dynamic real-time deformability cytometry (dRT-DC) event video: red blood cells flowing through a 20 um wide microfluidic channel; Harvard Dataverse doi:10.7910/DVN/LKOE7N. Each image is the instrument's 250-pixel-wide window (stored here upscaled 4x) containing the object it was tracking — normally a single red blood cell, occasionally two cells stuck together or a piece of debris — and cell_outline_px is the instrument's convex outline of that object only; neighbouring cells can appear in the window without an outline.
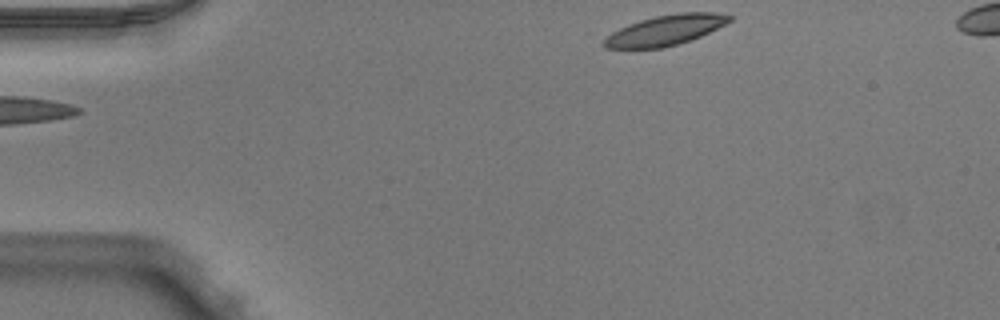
{"species": "Egyptian fruit bat (a non-hibernating species)", "species_latin": "Rousettus aegyptiacus", "temperature_condition": "warm", "stored_images_in_passage": 44, "camera_frame_rate_fps": 3000, "um_per_image_px": 0.085, "animal": {"sex": "male"}, "frame": {"image": 1, "passage_image": 1, "time_ms": 0.0, "image_size_px": [1000, 320], "cell_outline_px": [[732, 20], [700, 36], [664, 48], [604, 48], [604, 40], [612, 32], [628, 24], [640, 20], [656, 16], [680, 12], [712, 12], [732, 16]], "centroid_in_image_um": [56.54, 2.56], "position_along_channel_um": 28.5, "area_um2": 21.68}}
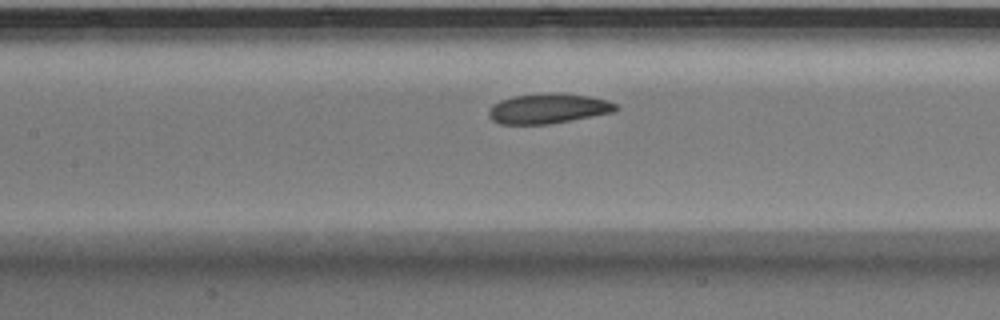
{"frame": {"image": 2, "passage_image": 16, "time_ms": 5.0, "image_size_px": [1000, 320], "cell_outline_px": [[620, 108], [616, 112], [548, 124], [500, 124], [492, 120], [488, 116], [488, 108], [492, 104], [500, 100], [512, 96], [588, 96], [608, 100], [616, 104]], "centroid_in_image_um": [46.58, 9.28], "position_along_channel_um": 160.8, "area_um2": 21.33}}
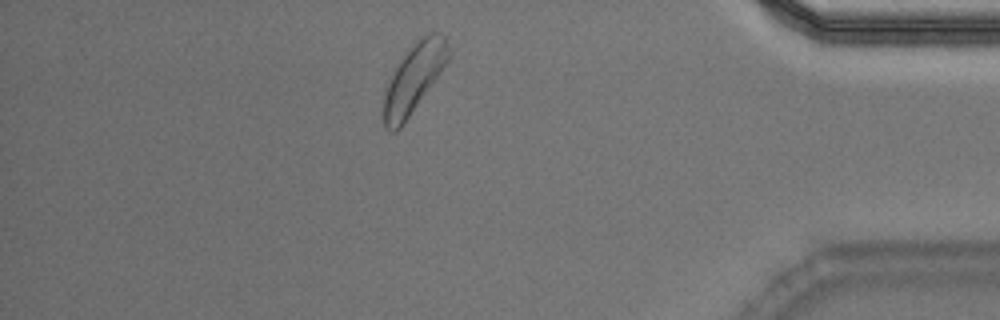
{"frame": {"image": 3, "passage_image": 37, "time_ms": 12.0, "image_size_px": [1000, 320], "cell_outline_px": [[448, 60], [440, 72], [400, 128], [396, 132], [388, 132], [384, 128], [384, 92], [388, 80], [396, 64], [416, 36], [428, 32], [436, 32], [444, 36], [448, 48]], "centroid_in_image_um": [35.12, 6.6], "position_along_channel_um": 400.1, "area_um2": 26.01}}